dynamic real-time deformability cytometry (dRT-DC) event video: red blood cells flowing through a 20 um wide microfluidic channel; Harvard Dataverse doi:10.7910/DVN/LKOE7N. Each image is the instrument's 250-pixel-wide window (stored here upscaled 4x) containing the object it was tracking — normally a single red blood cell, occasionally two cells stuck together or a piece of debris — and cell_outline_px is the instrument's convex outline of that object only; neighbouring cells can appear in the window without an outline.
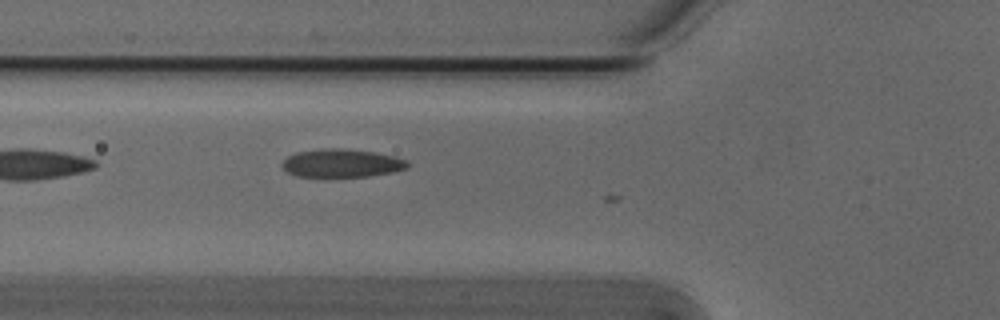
{"species": "Egyptian fruit bat (a non-hibernating species)", "species_latin": "Rousettus aegyptiacus", "temperature_condition": "cold", "stored_images_in_passage": 3, "camera_frame_rate_fps": 3000, "um_per_image_px": 0.085, "animal": {"sex": "male"}, "frame": {"image": 1, "passage_image": 3, "time_ms": 0.667, "image_size_px": [1000, 320], "cell_outline_px": [[408, 168], [392, 172], [368, 176], [300, 176], [288, 172], [280, 164], [288, 156], [296, 152], [324, 148], [340, 148], [376, 152], [396, 156], [408, 160]], "centroid_in_image_um": [29.08, 13.85], "position_along_channel_um": 96.7, "area_um2": 20.52}}